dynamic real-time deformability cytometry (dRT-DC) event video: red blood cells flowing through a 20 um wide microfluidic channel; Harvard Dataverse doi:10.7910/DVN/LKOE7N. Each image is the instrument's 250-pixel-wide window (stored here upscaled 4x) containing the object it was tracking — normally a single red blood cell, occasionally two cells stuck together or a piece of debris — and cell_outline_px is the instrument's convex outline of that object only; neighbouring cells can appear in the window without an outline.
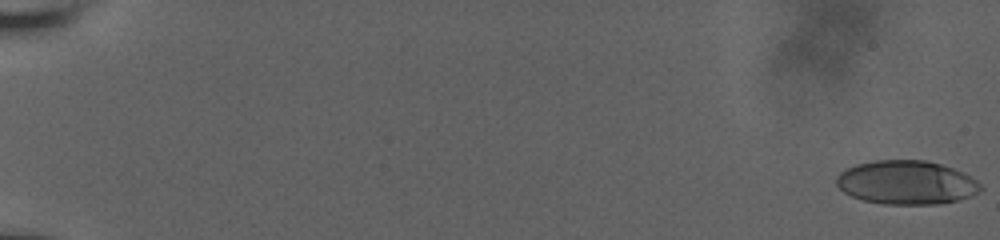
{"species": "human", "species_latin": "Homo sapiens", "temperature_condition": "room temperature", "stored_images_in_passage": 58, "camera_frame_rate_fps": 3000, "um_per_image_px": 0.085, "donor": {"sex": "male"}, "frame": {"image": 1, "passage_image": 1, "time_ms": 0.0, "image_size_px": [1000, 240], "cell_outline_px": [[984, 188], [980, 192], [972, 196], [940, 204], [884, 204], [864, 200], [852, 196], [844, 192], [836, 184], [836, 176], [840, 172], [856, 164], [876, 160], [924, 160], [940, 164], [964, 172], [976, 180]], "centroid_in_image_um": [77.07, 15.51], "position_along_channel_um": 7.9, "area_um2": 36.82}}
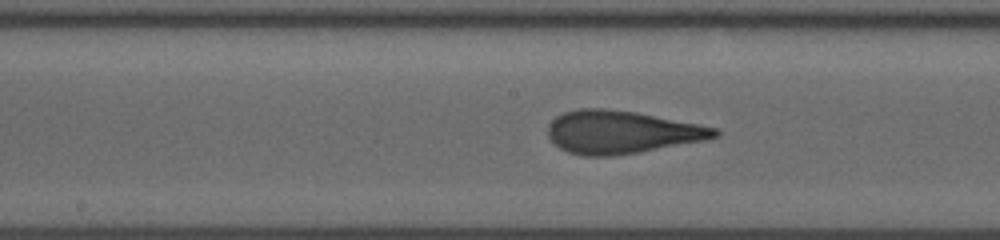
{"frame": {"image": 2, "passage_image": 33, "time_ms": 10.667, "image_size_px": [1000, 240], "cell_outline_px": [[720, 132], [716, 136], [704, 140], [640, 152], [612, 156], [584, 156], [568, 152], [560, 148], [548, 136], [548, 124], [556, 116], [564, 112], [576, 108], [604, 108], [636, 112], [716, 128]], "centroid_in_image_um": [52.77, 11.23], "position_along_channel_um": 195.4, "area_um2": 41.38}}
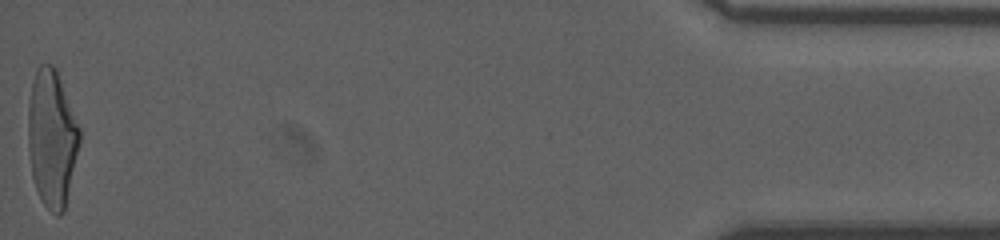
{"frame": {"image": 3, "passage_image": 58, "time_ms": 19.0, "image_size_px": [1000, 240], "cell_outline_px": [[80, 144], [64, 212], [60, 216], [56, 216], [44, 204], [36, 188], [32, 176], [28, 148], [28, 104], [32, 84], [36, 68], [40, 64], [52, 64], [56, 68], [80, 128]], "centroid_in_image_um": [4.41, 11.75], "position_along_channel_um": 430.8, "area_um2": 41.21}, "authors_computed_cell_mechanics": {"area_um2": 40.171, "velocity_mm_per_s": 3.8409, "shape_relaxation_time_tau1_ms": 5.016, "shape_relaxation_time_tau2_ms": 0.9559, "deformation_change_tau1": 0.2074, "deformation_change_tau2": 0.0979}}